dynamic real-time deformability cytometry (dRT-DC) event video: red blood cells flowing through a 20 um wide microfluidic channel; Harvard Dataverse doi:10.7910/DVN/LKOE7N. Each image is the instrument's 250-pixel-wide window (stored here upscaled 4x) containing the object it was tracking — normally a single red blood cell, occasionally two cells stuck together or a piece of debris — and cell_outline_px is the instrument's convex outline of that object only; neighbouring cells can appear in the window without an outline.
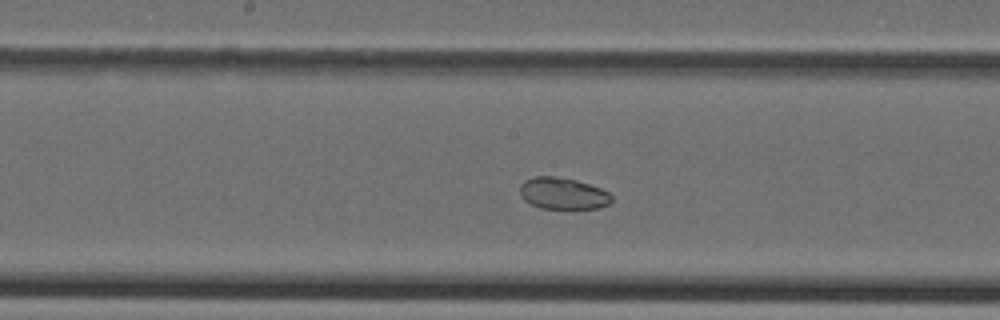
{"species": "Egyptian fruit bat (a non-hibernating species)", "species_latin": "Rousettus aegyptiacus", "temperature_condition": "cold", "stored_images_in_passage": 42, "camera_frame_rate_fps": 3000, "um_per_image_px": 0.085, "animal": {"sex": "female"}, "frame": {"image": 1, "passage_image": 19, "time_ms": 6.0, "image_size_px": [1000, 320], "cell_outline_px": [[612, 200], [608, 204], [600, 208], [540, 208], [524, 200], [520, 196], [520, 184], [524, 180], [532, 176], [552, 176], [576, 180], [600, 188], [608, 192], [612, 196]], "centroid_in_image_um": [47.82, 16.43], "position_along_channel_um": 200.4, "area_um2": 16.88}}
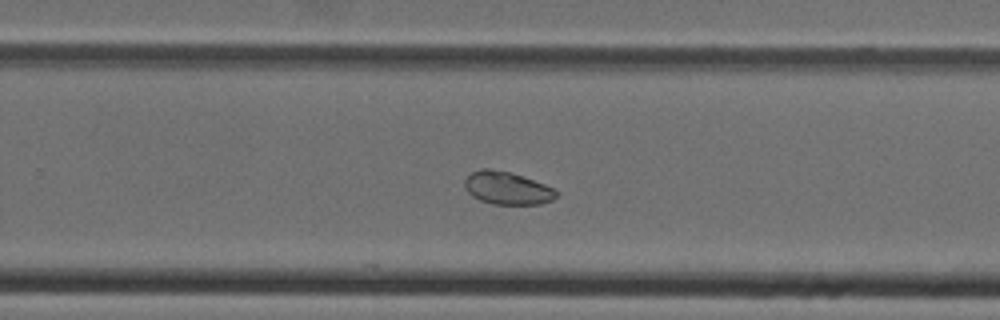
{"frame": {"image": 2, "passage_image": 25, "time_ms": 8.0, "image_size_px": [1000, 320], "cell_outline_px": [[556, 196], [552, 200], [540, 204], [492, 204], [480, 200], [472, 196], [464, 188], [464, 180], [472, 172], [480, 168], [488, 168], [508, 172], [556, 188]], "centroid_in_image_um": [43.08, 15.99], "position_along_channel_um": 286.7, "area_um2": 17.34}}
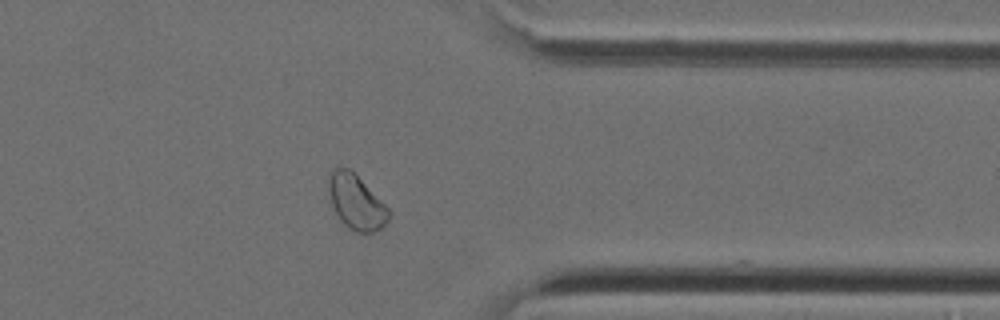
{"frame": {"image": 3, "passage_image": 32, "time_ms": 10.333, "image_size_px": [1000, 320], "cell_outline_px": [[392, 212], [388, 220], [380, 228], [372, 232], [356, 232], [344, 224], [340, 220], [332, 204], [328, 188], [328, 172], [332, 168], [348, 168]], "centroid_in_image_um": [30.25, 17.18], "position_along_channel_um": 381.2, "area_um2": 18.67}}